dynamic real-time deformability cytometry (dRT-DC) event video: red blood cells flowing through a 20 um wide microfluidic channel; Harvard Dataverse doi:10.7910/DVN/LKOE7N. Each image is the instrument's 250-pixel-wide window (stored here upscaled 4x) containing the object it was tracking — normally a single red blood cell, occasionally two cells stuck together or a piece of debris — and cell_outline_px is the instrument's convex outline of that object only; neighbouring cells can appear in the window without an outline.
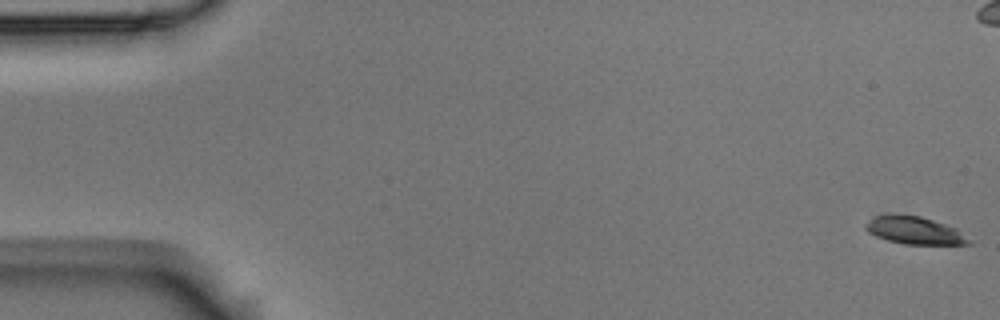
{"species": "Egyptian fruit bat (a non-hibernating species)", "species_latin": "Rousettus aegyptiacus", "temperature_condition": "room temperature", "stored_images_in_passage": 57, "camera_frame_rate_fps": 3000, "um_per_image_px": 0.085, "animal": {"sex": "male"}, "frame": {"image": 1, "passage_image": 1, "time_ms": 0.0, "image_size_px": [1000, 320], "cell_outline_px": [[972, 244], [904, 244], [888, 240], [876, 236], [868, 232], [864, 228], [864, 224], [872, 216], [920, 216], [956, 228], [972, 240]], "centroid_in_image_um": [77.75, 19.61], "position_along_channel_um": 7.3, "area_um2": 16.24}}
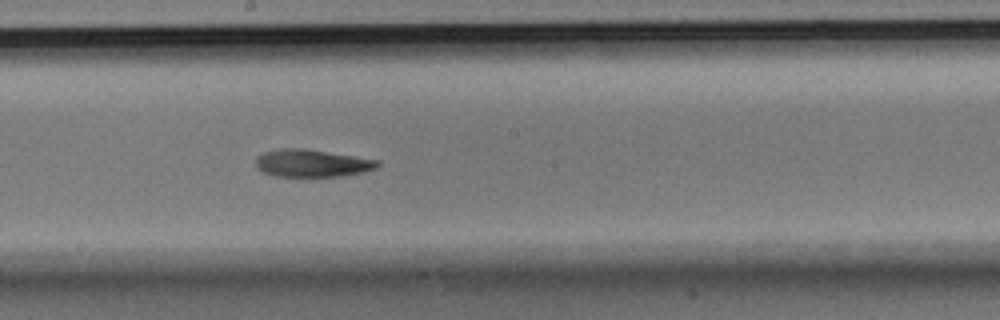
{"frame": {"image": 2, "passage_image": 31, "time_ms": 10.0, "image_size_px": [1000, 320], "cell_outline_px": [[380, 164], [376, 168], [364, 172], [344, 176], [276, 176], [264, 172], [256, 168], [256, 156], [264, 152], [280, 148], [300, 148], [356, 156], [380, 160]], "centroid_in_image_um": [26.53, 13.87], "position_along_channel_um": 221.7, "area_um2": 19.54}}
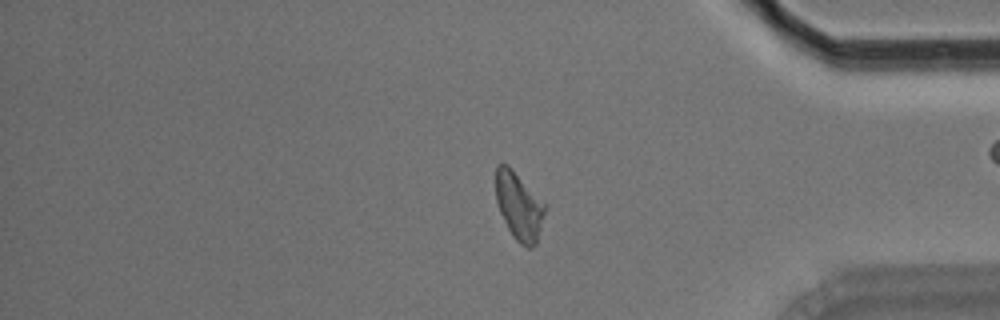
{"frame": {"image": 3, "passage_image": 47, "time_ms": 15.333, "image_size_px": [1000, 320], "cell_outline_px": [[544, 212], [536, 244], [532, 248], [528, 248], [520, 244], [512, 236], [500, 212], [496, 200], [496, 164], [508, 164], [544, 200]], "centroid_in_image_um": [44.11, 17.49], "position_along_channel_um": 391.1, "area_um2": 19.36}, "authors_computed_cell_mechanics": {"area_um2": 19.3052, "velocity_mm_per_s": 3.5953, "shape_relaxation_time_tau1_ms": 4.5241, "shape_relaxation_time_tau2_ms": 3.2292, "deformation_change_tau1": 0.1629, "deformation_change_tau2": 0.0742}}